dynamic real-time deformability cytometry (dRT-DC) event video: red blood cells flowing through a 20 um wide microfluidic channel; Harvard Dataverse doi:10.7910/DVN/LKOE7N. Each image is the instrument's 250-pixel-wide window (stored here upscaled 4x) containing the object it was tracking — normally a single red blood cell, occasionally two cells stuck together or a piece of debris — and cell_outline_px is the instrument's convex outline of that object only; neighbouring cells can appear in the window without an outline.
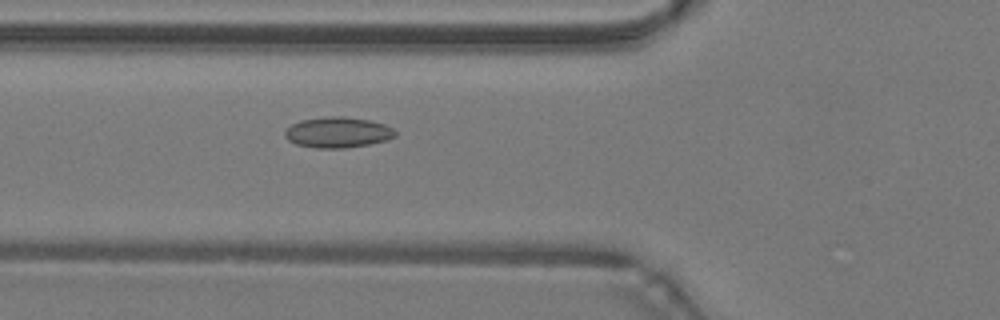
{"species": "common noctule bat (a hibernating species)", "species_latin": "Nyctalus noctula", "temperature_condition": "warm", "stored_images_in_passage": 48, "camera_frame_rate_fps": 3000, "um_per_image_px": 0.085, "animal": {"sex": "male", "body_mass_g": 19.2, "forearm_length_mm": 51.8}, "frame": {"image": 1, "passage_image": 18, "time_ms": 5.667, "image_size_px": [1000, 320], "cell_outline_px": [[396, 136], [388, 140], [368, 144], [344, 148], [316, 148], [296, 144], [288, 140], [284, 136], [284, 132], [292, 124], [300, 120], [328, 116], [340, 116], [368, 120], [384, 124], [392, 128], [396, 132]], "centroid_in_image_um": [28.7, 11.25], "position_along_channel_um": 97.1, "area_um2": 19.65}}
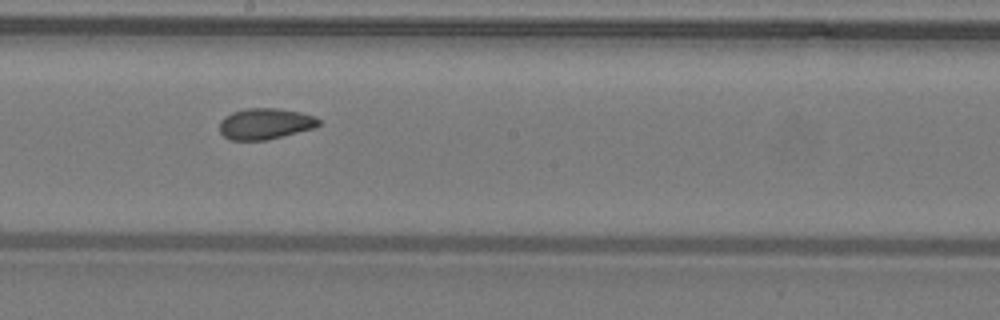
{"frame": {"image": 2, "passage_image": 27, "time_ms": 8.667, "image_size_px": [1000, 320], "cell_outline_px": [[320, 124], [316, 128], [268, 140], [232, 140], [224, 136], [220, 132], [220, 120], [224, 116], [232, 112], [244, 108], [280, 108], [300, 112], [316, 116], [320, 120]], "centroid_in_image_um": [22.57, 10.51], "position_along_channel_um": 225.6, "area_um2": 18.26}}
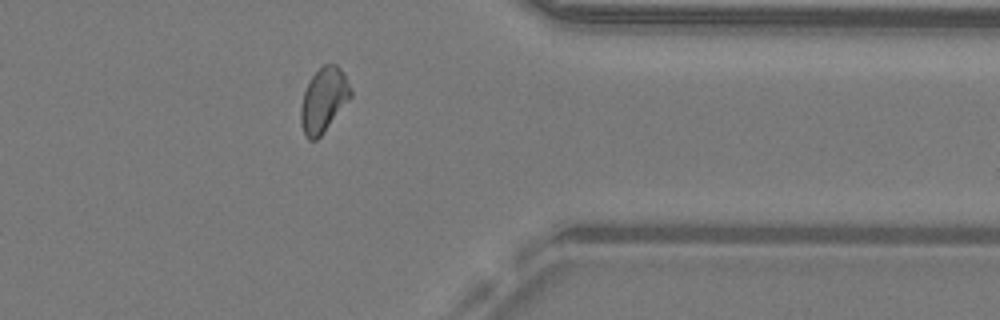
{"frame": {"image": 3, "passage_image": 39, "time_ms": 12.667, "image_size_px": [1000, 320], "cell_outline_px": [[352, 96], [324, 132], [316, 140], [308, 140], [304, 136], [300, 124], [300, 108], [304, 92], [312, 76], [324, 64], [336, 64], [344, 72], [352, 88]], "centroid_in_image_um": [27.51, 8.51], "position_along_channel_um": 383.9, "area_um2": 18.84}, "authors_computed_cell_mechanics": {"area_um2": 18.5538, "velocity_mm_per_s": 4.2754, "shape_relaxation_time_tau1_ms": null, "shape_relaxation_time_tau2_ms": 1.9542, "deformation_change_tau1": null, "deformation_change_tau2": 0.054}}